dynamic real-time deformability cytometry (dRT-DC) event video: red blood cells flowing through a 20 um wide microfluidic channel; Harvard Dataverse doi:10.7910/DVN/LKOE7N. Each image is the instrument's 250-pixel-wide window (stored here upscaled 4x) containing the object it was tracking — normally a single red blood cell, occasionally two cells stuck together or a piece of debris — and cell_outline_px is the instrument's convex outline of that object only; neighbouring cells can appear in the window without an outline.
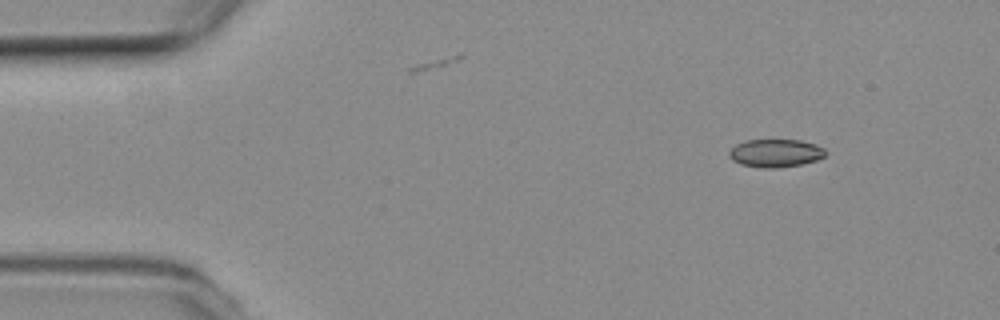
{"species": "common noctule bat (a hibernating species)", "species_latin": "Nyctalus noctula", "temperature_condition": "room temperature", "stored_images_in_passage": 49, "camera_frame_rate_fps": 3000, "um_per_image_px": 0.085, "animal": {"sex": "female", "body_mass_g": 19.3, "forearm_length_mm": 54.1}, "frame": {"image": 1, "passage_image": 1, "time_ms": 0.0, "image_size_px": [1000, 320], "cell_outline_px": [[828, 152], [824, 156], [816, 160], [800, 164], [776, 168], [764, 168], [740, 164], [732, 160], [728, 156], [728, 152], [736, 144], [744, 140], [800, 140], [816, 144], [824, 148]], "centroid_in_image_um": [65.91, 13.01], "position_along_channel_um": 19.1, "area_um2": 15.78}}
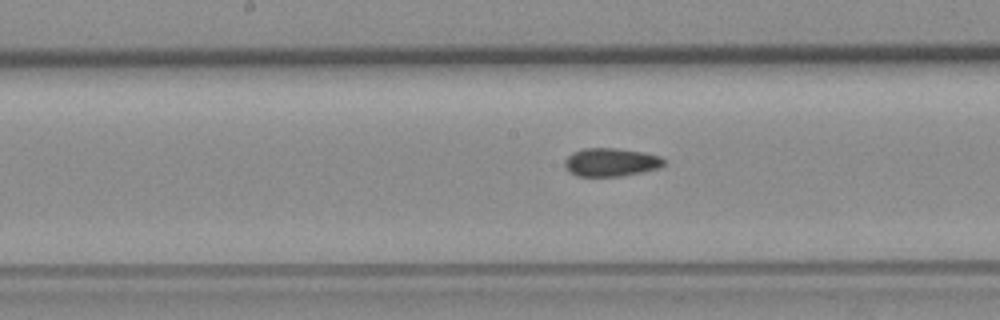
{"frame": {"image": 2, "passage_image": 22, "time_ms": 7.0, "image_size_px": [1000, 320], "cell_outline_px": [[664, 164], [660, 168], [620, 176], [576, 176], [568, 172], [564, 164], [564, 160], [572, 152], [584, 148], [616, 148], [644, 152], [660, 156], [664, 160]], "centroid_in_image_um": [51.9, 13.78], "position_along_channel_um": 196.3, "area_um2": 16.42}}
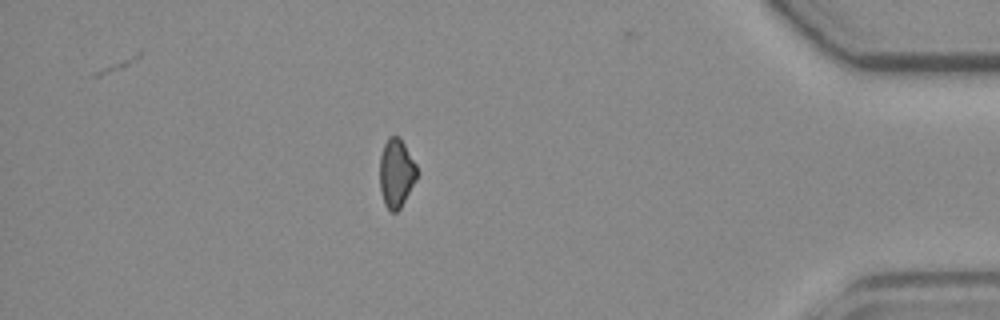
{"frame": {"image": 3, "passage_image": 42, "time_ms": 13.667, "image_size_px": [1000, 320], "cell_outline_px": [[416, 180], [400, 208], [396, 212], [392, 212], [384, 204], [380, 188], [380, 156], [384, 144], [388, 136], [400, 136], [416, 164]], "centroid_in_image_um": [33.67, 14.69], "position_along_channel_um": 401.5, "area_um2": 14.8}, "authors_computed_cell_mechanics": {"area_um2": 16.1262, "velocity_mm_per_s": 3.7705, "shape_relaxation_time_tau1_ms": null, "shape_relaxation_time_tau2_ms": 3.9617, "deformation_change_tau1": null, "deformation_change_tau2": 0.0898}}